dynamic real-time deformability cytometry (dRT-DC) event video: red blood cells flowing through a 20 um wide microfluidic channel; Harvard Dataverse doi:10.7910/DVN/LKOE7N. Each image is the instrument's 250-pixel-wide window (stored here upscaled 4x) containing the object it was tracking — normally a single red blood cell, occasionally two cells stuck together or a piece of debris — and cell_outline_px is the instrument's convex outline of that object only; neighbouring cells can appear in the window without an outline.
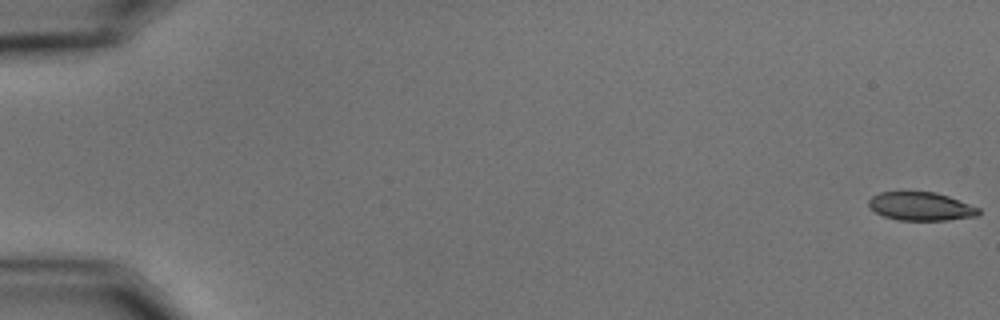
{"species": "common noctule bat (a hibernating species)", "species_latin": "Nyctalus noctula", "temperature_condition": "cold", "stored_images_in_passage": 59, "camera_frame_rate_fps": 3000, "um_per_image_px": 0.085, "animal": {"sex": "male", "body_mass_g": 15.6}, "frame": {"image": 1, "passage_image": 1, "time_ms": 0.0, "image_size_px": [1000, 320], "cell_outline_px": [[980, 216], [948, 220], [896, 220], [884, 216], [876, 212], [868, 204], [868, 200], [872, 196], [880, 192], [936, 192], [948, 196], [980, 208]], "centroid_in_image_um": [78.3, 17.55], "position_along_channel_um": 6.7, "area_um2": 18.21}}
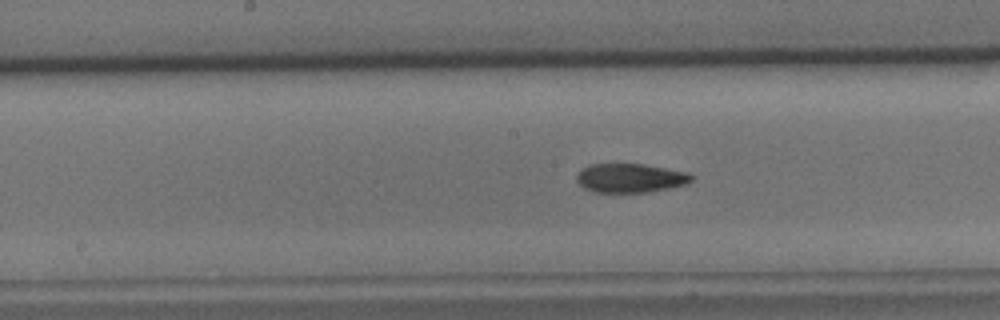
{"frame": {"image": 2, "passage_image": 31, "time_ms": 10.0, "image_size_px": [1000, 320], "cell_outline_px": [[696, 176], [692, 180], [684, 184], [668, 188], [648, 192], [596, 192], [584, 188], [576, 180], [576, 176], [588, 164], [644, 164], [688, 172]], "centroid_in_image_um": [53.59, 15.13], "position_along_channel_um": 194.6, "area_um2": 19.31}}
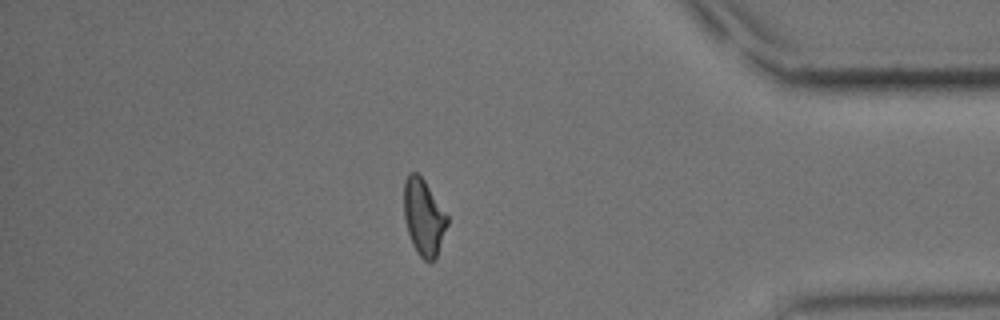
{"frame": {"image": 3, "passage_image": 51, "time_ms": 16.667, "image_size_px": [1000, 320], "cell_outline_px": [[448, 224], [436, 260], [428, 264], [416, 252], [412, 244], [408, 232], [404, 216], [404, 180], [412, 172], [416, 172], [424, 180], [448, 216]], "centroid_in_image_um": [36.02, 18.52], "position_along_channel_um": 399.2, "area_um2": 19.36}, "authors_computed_cell_mechanics": {"area_um2": 19.652, "velocity_mm_per_s": 3.5034, "shape_relaxation_time_tau1_ms": 5.6628, "shape_relaxation_time_tau2_ms": 4.4893, "deformation_change_tau1": 0.1429, "deformation_change_tau2": 0.0985}}